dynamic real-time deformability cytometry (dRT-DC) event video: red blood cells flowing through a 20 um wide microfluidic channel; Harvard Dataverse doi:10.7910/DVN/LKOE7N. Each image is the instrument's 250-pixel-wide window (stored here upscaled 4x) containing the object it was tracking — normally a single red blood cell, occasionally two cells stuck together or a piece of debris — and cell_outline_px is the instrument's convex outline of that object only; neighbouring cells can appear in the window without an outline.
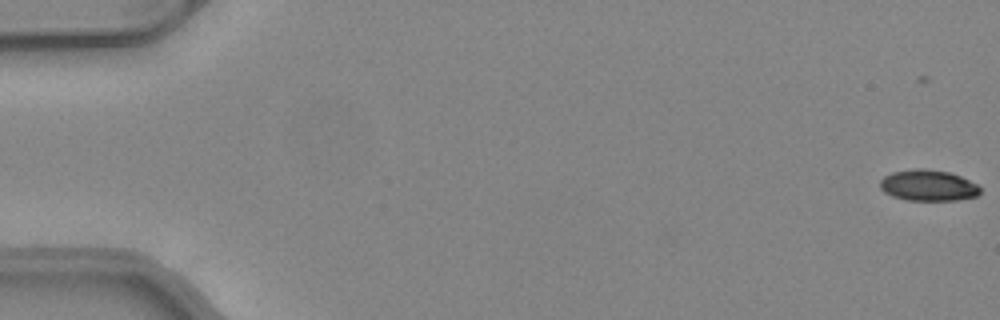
{"species": "common noctule bat (a hibernating species)", "species_latin": "Nyctalus noctula", "temperature_condition": "warm", "stored_images_in_passage": 52, "camera_frame_rate_fps": 3000, "um_per_image_px": 0.085, "animal": {"sex": "female", "body_mass_g": 24.6, "forearm_length_mm": 56.2}, "frame": {"image": 1, "passage_image": 2, "time_ms": 0.333, "image_size_px": [1000, 320], "cell_outline_px": [[980, 192], [976, 196], [956, 200], [908, 200], [892, 196], [884, 192], [880, 188], [880, 180], [884, 176], [892, 172], [916, 168], [924, 168], [948, 172], [960, 176], [976, 184], [980, 188]], "centroid_in_image_um": [78.86, 15.75], "position_along_channel_um": 6.1, "area_um2": 18.03}}
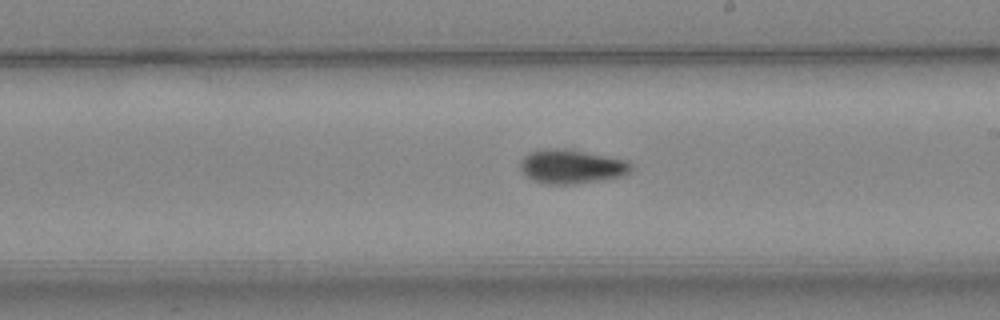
{"frame": {"image": 2, "passage_image": 31, "time_ms": 10.0, "image_size_px": [1000, 320], "cell_outline_px": [[632, 168], [624, 176], [572, 184], [544, 184], [532, 180], [520, 168], [520, 160], [528, 152], [548, 148], [572, 148], [628, 160], [632, 164]], "centroid_in_image_um": [48.59, 14.13], "position_along_channel_um": 240.4, "area_um2": 22.31}}
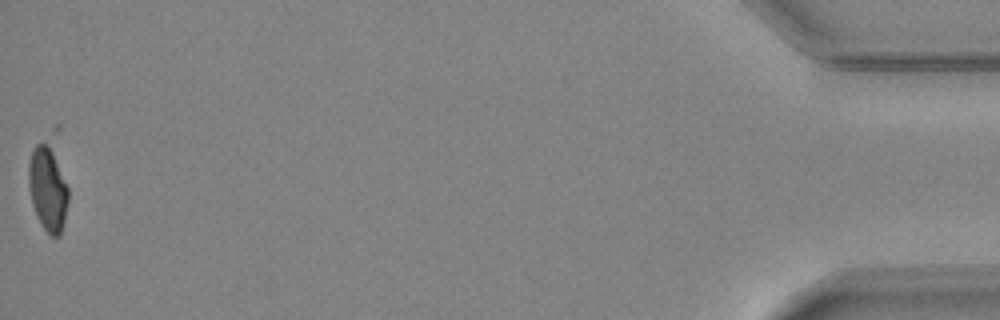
{"frame": {"image": 3, "passage_image": 52, "time_ms": 17.0, "image_size_px": [1000, 320], "cell_outline_px": [[68, 200], [64, 220], [60, 236], [52, 236], [40, 224], [36, 216], [32, 204], [28, 188], [28, 164], [32, 152], [36, 144], [44, 140], [48, 140], [68, 188]], "centroid_in_image_um": [4.03, 16.03], "position_along_channel_um": 431.2, "area_um2": 19.54}}